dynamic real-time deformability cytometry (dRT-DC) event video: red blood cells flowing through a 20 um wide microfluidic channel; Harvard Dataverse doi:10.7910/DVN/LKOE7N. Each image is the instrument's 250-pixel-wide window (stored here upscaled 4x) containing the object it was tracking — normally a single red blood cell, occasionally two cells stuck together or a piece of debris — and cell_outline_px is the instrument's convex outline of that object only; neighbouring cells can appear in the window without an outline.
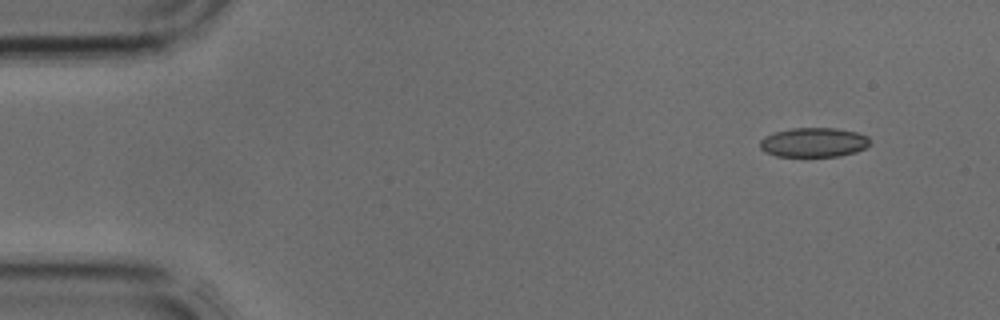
{"species": "common noctule bat (a hibernating species)", "species_latin": "Nyctalus noctula", "temperature_condition": "cold", "stored_images_in_passage": 3, "camera_frame_rate_fps": 3000, "um_per_image_px": 0.085, "animal": {"sex": "male", "body_mass_g": 17.9, "forearm_length_mm": 54.2}, "frame": {"image": 1, "passage_image": 1, "time_ms": 0.0, "image_size_px": [1000, 320], "cell_outline_px": [[872, 140], [864, 148], [856, 152], [840, 156], [776, 156], [764, 152], [760, 148], [760, 140], [764, 136], [772, 132], [792, 128], [836, 128], [856, 132], [868, 136]], "centroid_in_image_um": [69.14, 12.1], "position_along_channel_um": 15.9, "area_um2": 19.02}}
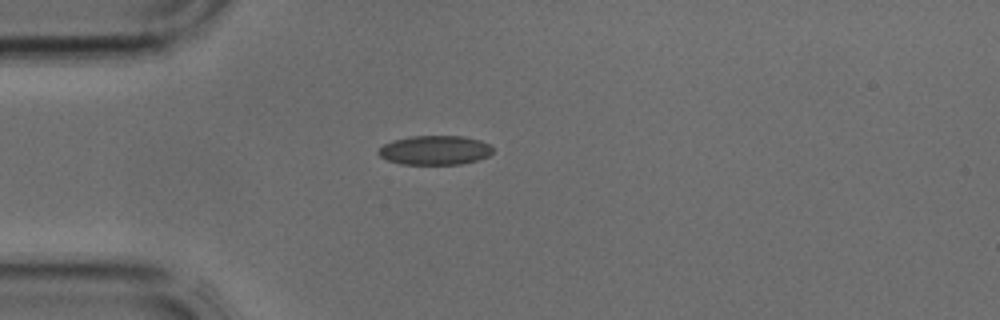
{"frame": {"image": 2, "passage_image": 3, "time_ms": 0.667, "image_size_px": [1000, 320], "cell_outline_px": [[492, 152], [488, 156], [476, 160], [460, 164], [400, 164], [388, 160], [380, 156], [376, 152], [384, 144], [392, 140], [412, 136], [464, 136], [480, 140], [488, 144], [492, 148]], "centroid_in_image_um": [36.94, 12.76], "position_along_channel_um": 48.1, "area_um2": 19.42}}